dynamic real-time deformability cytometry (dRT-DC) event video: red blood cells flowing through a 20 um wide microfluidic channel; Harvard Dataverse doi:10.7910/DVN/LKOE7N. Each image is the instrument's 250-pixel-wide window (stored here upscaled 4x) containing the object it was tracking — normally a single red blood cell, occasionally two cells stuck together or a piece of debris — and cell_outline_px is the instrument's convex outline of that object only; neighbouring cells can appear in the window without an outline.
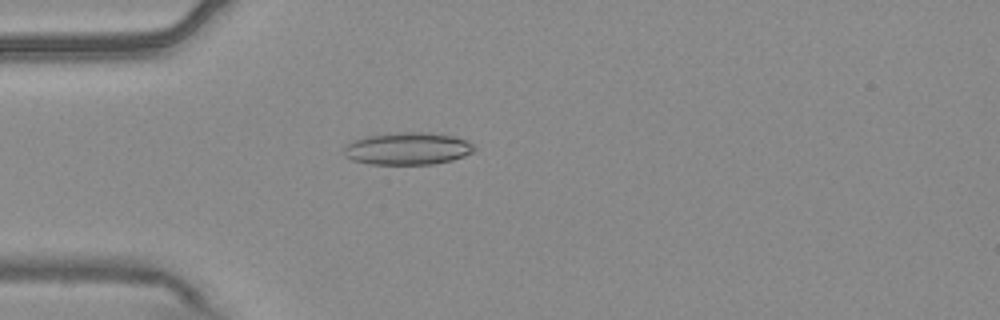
{"species": "common noctule bat (a hibernating species)", "species_latin": "Nyctalus noctula", "temperature_condition": "warm", "stored_images_in_passage": 54, "camera_frame_rate_fps": 3000, "um_per_image_px": 0.085, "animal": {"sex": "male", "body_mass_g": 20.4}, "frame": {"image": 1, "passage_image": 15, "time_ms": 4.667, "image_size_px": [1000, 320], "cell_outline_px": [[476, 148], [472, 152], [464, 156], [452, 160], [432, 164], [368, 164], [352, 160], [344, 156], [344, 148], [352, 140], [364, 136], [396, 132], [432, 132], [452, 136], [464, 140], [472, 144]], "centroid_in_image_um": [34.61, 12.62], "position_along_channel_um": 50.4, "area_um2": 24.68}}
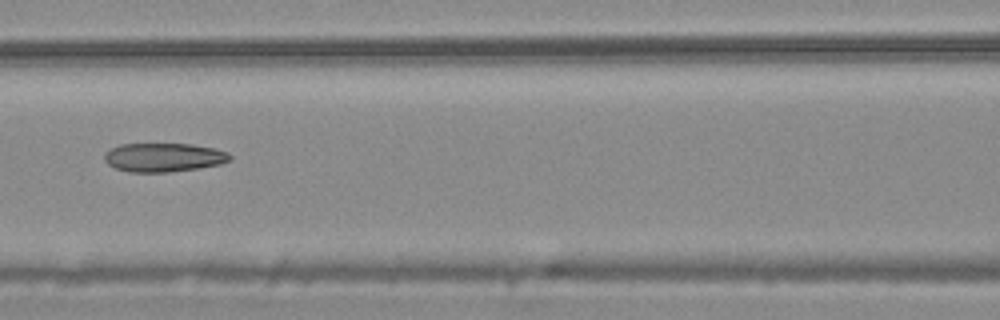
{"frame": {"image": 2, "passage_image": 24, "time_ms": 7.667, "image_size_px": [1000, 320], "cell_outline_px": [[232, 156], [228, 160], [220, 164], [196, 168], [168, 172], [128, 172], [116, 168], [108, 164], [104, 160], [104, 152], [120, 144], [192, 144], [212, 148], [228, 152]], "centroid_in_image_um": [13.87, 13.37], "position_along_channel_um": 152.7, "area_um2": 20.92}}
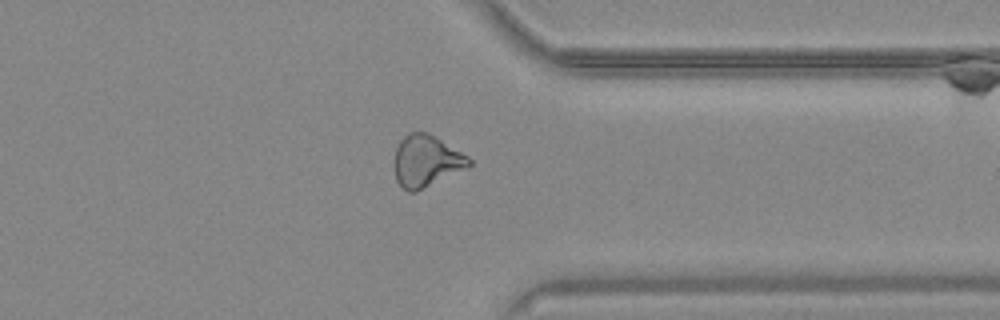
{"frame": {"image": 3, "passage_image": 42, "time_ms": 13.667, "image_size_px": [1000, 320], "cell_outline_px": [[472, 164], [468, 168], [416, 192], [408, 192], [396, 180], [396, 148], [400, 140], [408, 132], [428, 132], [468, 156], [472, 160]], "centroid_in_image_um": [36.27, 13.69], "position_along_channel_um": 375.1, "area_um2": 22.37}, "authors_computed_cell_mechanics": {"area_um2": 23.3512, "velocity_mm_per_s": 3.7572, "shape_relaxation_time_tau1_ms": null, "shape_relaxation_time_tau2_ms": 2.8088, "deformation_change_tau1": null, "deformation_change_tau2": 0.1091}}